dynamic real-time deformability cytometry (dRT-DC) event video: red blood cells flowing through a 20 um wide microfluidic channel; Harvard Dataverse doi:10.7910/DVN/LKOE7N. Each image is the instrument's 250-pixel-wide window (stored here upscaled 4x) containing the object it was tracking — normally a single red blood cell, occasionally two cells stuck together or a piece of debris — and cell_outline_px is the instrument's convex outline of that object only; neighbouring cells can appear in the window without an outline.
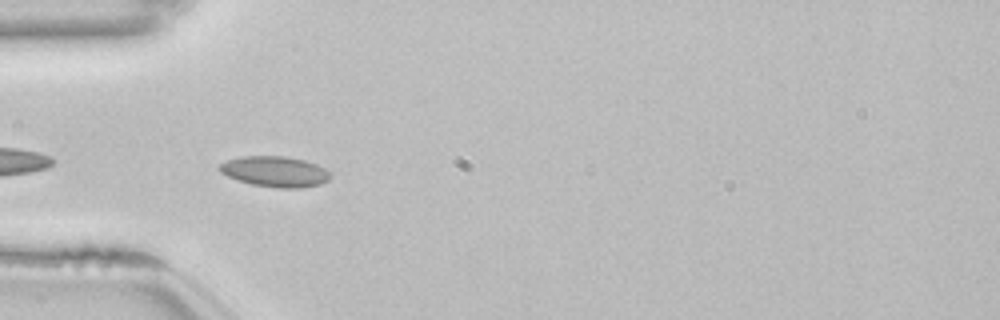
{"species": "common noctule bat (a hibernating species)", "species_latin": "Nyctalus noctula", "temperature_condition": "room temperature", "stored_images_in_passage": 4, "camera_frame_rate_fps": 3000, "um_per_image_px": 0.085, "animal": {"sex": "female", "body_mass_g": 22.7, "forearm_length_mm": 54.2}, "frame": {"image": 1, "passage_image": 2, "time_ms": 0.333, "image_size_px": [1000, 320], "cell_outline_px": [[332, 176], [328, 180], [320, 184], [300, 188], [276, 188], [252, 184], [236, 180], [220, 172], [216, 168], [220, 164], [228, 160], [240, 156], [284, 156], [304, 160], [316, 164], [332, 172]], "centroid_in_image_um": [23.38, 14.58], "position_along_channel_um": 61.6, "area_um2": 19.94}}